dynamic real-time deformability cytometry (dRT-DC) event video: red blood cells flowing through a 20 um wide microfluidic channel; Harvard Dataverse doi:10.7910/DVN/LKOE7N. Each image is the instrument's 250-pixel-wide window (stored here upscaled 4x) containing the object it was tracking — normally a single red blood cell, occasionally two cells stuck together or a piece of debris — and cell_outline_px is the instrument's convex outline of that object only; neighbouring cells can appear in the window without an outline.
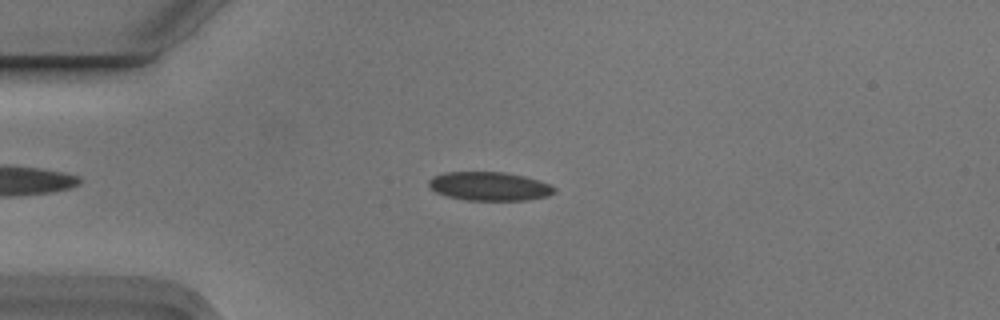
{"species": "Egyptian fruit bat (a non-hibernating species)", "species_latin": "Rousettus aegyptiacus", "temperature_condition": "cold", "stored_images_in_passage": 4, "camera_frame_rate_fps": 3000, "um_per_image_px": 0.085, "animal": {"sex": "male"}, "frame": {"image": 1, "passage_image": 4, "time_ms": 1.0, "image_size_px": [1000, 320], "cell_outline_px": [[556, 192], [548, 196], [528, 200], [464, 200], [448, 196], [436, 192], [428, 184], [428, 180], [432, 176], [444, 172], [504, 172], [524, 176], [540, 180], [556, 188]], "centroid_in_image_um": [41.61, 15.83], "position_along_channel_um": 43.4, "area_um2": 21.1}}